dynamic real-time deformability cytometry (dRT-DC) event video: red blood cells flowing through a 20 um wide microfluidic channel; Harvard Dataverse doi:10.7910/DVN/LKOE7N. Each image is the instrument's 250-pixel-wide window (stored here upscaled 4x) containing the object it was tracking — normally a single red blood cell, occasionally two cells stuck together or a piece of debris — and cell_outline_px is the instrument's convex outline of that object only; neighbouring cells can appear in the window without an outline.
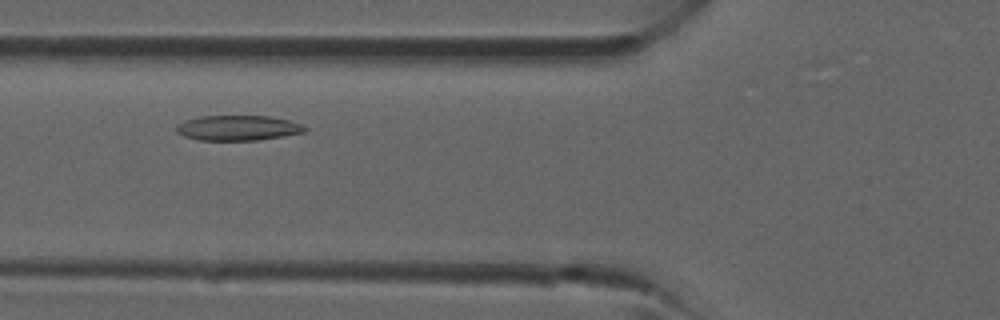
{"species": "common noctule bat (a hibernating species)", "species_latin": "Nyctalus noctula", "temperature_condition": "room temperature", "stored_images_in_passage": 35, "camera_frame_rate_fps": 3000, "um_per_image_px": 0.085, "animal": {"sex": "male", "forearm_length_mm": 52.5}, "frame": {"image": 1, "passage_image": 9, "time_ms": 2.667, "image_size_px": [1000, 320], "cell_outline_px": [[308, 128], [304, 132], [284, 136], [256, 140], [200, 140], [184, 136], [176, 132], [176, 124], [184, 120], [200, 116], [272, 116], [288, 120], [300, 124]], "centroid_in_image_um": [20.2, 10.87], "position_along_channel_um": 105.6, "area_um2": 18.84}}
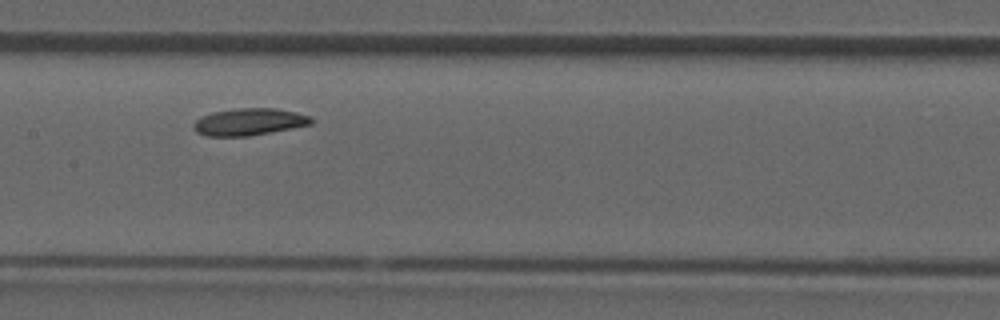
{"frame": {"image": 2, "passage_image": 14, "time_ms": 4.333, "image_size_px": [1000, 320], "cell_outline_px": [[312, 124], [292, 128], [248, 136], [208, 136], [196, 132], [192, 128], [192, 124], [200, 116], [212, 112], [236, 108], [276, 108], [296, 112], [312, 116]], "centroid_in_image_um": [21.15, 10.35], "position_along_channel_um": 186.2, "area_um2": 18.67}}
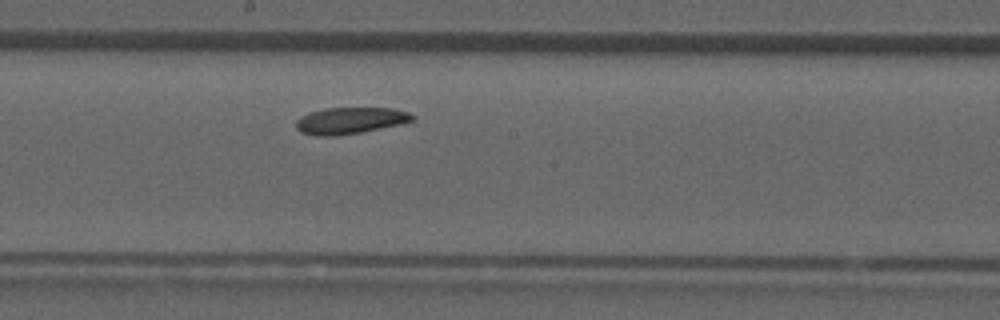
{"frame": {"image": 3, "passage_image": 16, "time_ms": 5.0, "image_size_px": [1000, 320], "cell_outline_px": [[416, 116], [412, 120], [400, 124], [360, 132], [332, 136], [316, 136], [300, 132], [296, 128], [296, 120], [300, 116], [324, 108], [392, 108], [408, 112]], "centroid_in_image_um": [29.73, 10.25], "position_along_channel_um": 218.5, "area_um2": 17.86}}